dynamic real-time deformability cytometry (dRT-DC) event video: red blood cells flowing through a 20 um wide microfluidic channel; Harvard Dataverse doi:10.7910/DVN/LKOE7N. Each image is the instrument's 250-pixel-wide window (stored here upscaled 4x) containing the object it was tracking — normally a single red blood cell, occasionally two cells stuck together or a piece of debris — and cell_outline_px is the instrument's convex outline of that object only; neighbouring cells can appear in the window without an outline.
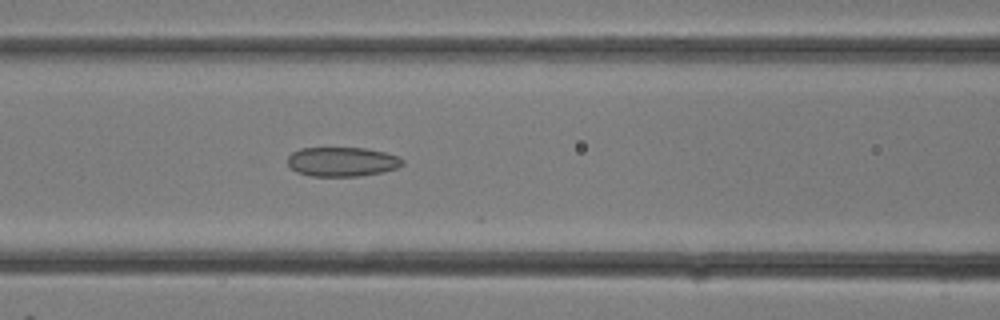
{"species": "common noctule bat (a hibernating species)", "species_latin": "Nyctalus noctula", "temperature_condition": "room temperature", "stored_images_in_passage": 7, "camera_frame_rate_fps": 3000, "um_per_image_px": 0.085, "animal": {"sex": "female"}, "frame": {"image": 1, "passage_image": 7, "time_ms": 2.0, "image_size_px": [1000, 320], "cell_outline_px": [[404, 164], [396, 168], [380, 172], [360, 176], [312, 176], [296, 172], [288, 164], [288, 156], [292, 152], [300, 148], [364, 148], [384, 152], [400, 156], [404, 160]], "centroid_in_image_um": [29.08, 13.74], "position_along_channel_um": 137.5, "area_um2": 19.65}}